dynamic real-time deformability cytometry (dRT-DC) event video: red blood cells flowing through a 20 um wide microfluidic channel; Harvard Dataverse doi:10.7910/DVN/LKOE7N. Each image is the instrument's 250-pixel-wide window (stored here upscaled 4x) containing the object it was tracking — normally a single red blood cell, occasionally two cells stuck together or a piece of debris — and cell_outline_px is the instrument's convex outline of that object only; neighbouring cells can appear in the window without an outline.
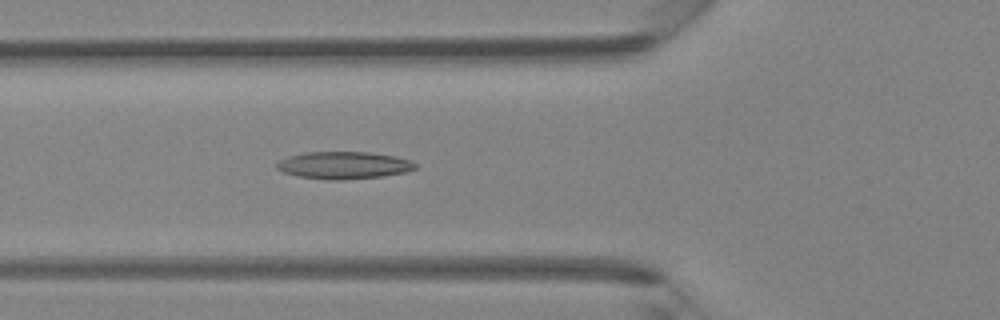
{"species": "Egyptian fruit bat (a non-hibernating species)", "species_latin": "Rousettus aegyptiacus", "temperature_condition": "room temperature", "stored_images_in_passage": 43, "camera_frame_rate_fps": 3000, "um_per_image_px": 0.085, "animal": {"sex": "female"}, "frame": {"image": 1, "passage_image": 16, "time_ms": 5.0, "image_size_px": [1000, 320], "cell_outline_px": [[416, 168], [404, 172], [380, 176], [344, 180], [328, 180], [296, 176], [284, 172], [276, 168], [276, 164], [280, 160], [288, 156], [308, 152], [368, 152], [396, 156], [408, 160], [416, 164]], "centroid_in_image_um": [29.18, 14.05], "position_along_channel_um": 96.6, "area_um2": 21.91}}
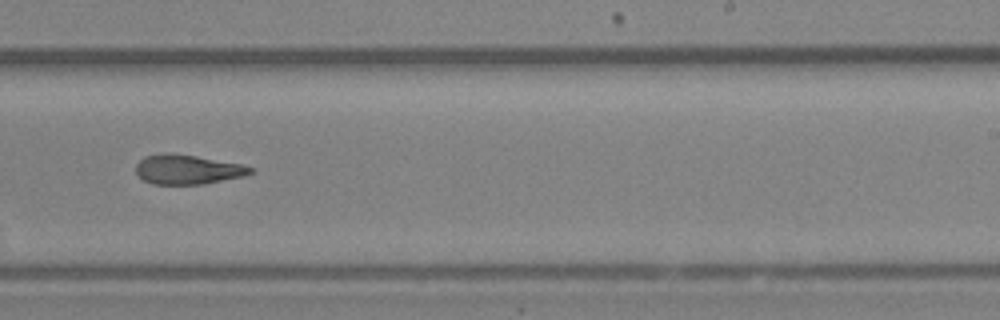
{"frame": {"image": 2, "passage_image": 27, "time_ms": 8.667, "image_size_px": [1000, 320], "cell_outline_px": [[252, 172], [244, 176], [204, 184], [152, 184], [144, 180], [136, 172], [136, 164], [144, 156], [168, 152], [196, 156], [240, 164], [252, 168]], "centroid_in_image_um": [15.91, 14.4], "position_along_channel_um": 273.1, "area_um2": 19.54}}
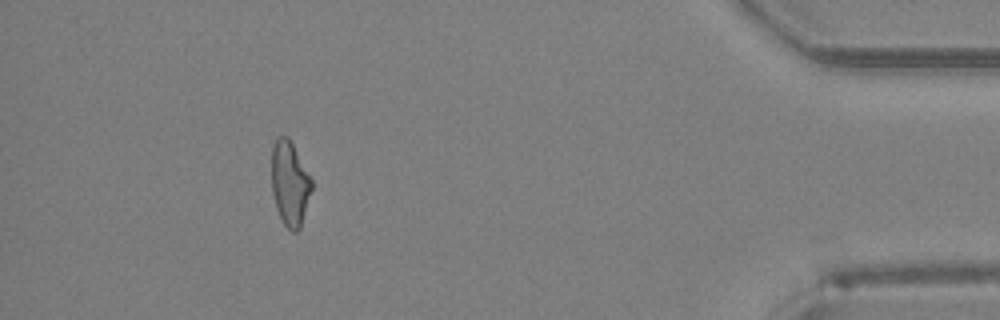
{"frame": {"image": 3, "passage_image": 39, "time_ms": 12.667, "image_size_px": [1000, 320], "cell_outline_px": [[312, 188], [300, 228], [296, 232], [292, 232], [284, 224], [276, 208], [272, 192], [272, 148], [276, 136], [288, 136], [312, 180]], "centroid_in_image_um": [24.62, 15.58], "position_along_channel_um": 410.6, "area_um2": 19.54}}